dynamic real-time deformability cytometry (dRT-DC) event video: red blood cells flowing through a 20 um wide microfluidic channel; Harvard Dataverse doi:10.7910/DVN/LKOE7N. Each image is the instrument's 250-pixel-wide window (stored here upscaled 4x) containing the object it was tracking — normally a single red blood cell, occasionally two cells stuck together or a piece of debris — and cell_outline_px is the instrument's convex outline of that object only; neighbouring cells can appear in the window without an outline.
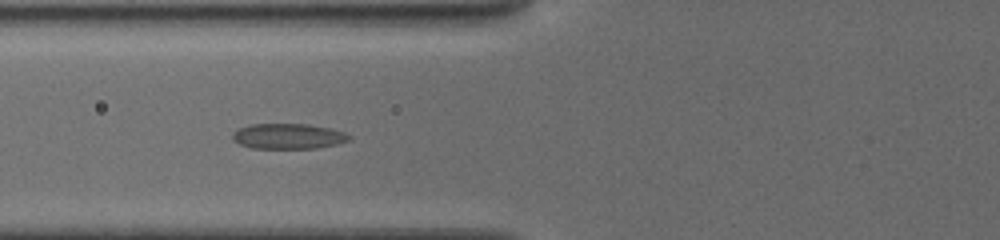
{"species": "common noctule bat (a hibernating species)", "species_latin": "Nyctalus noctula", "temperature_condition": "cold", "stored_images_in_passage": 43, "camera_frame_rate_fps": 3000, "um_per_image_px": 0.085, "animal": {"sex": "female", "body_mass_g": 19.5, "forearm_length_mm": 54.1}, "frame": {"image": 1, "passage_image": 4, "time_ms": 1.0, "image_size_px": [1000, 240], "cell_outline_px": [[352, 136], [348, 140], [336, 144], [316, 148], [252, 148], [240, 144], [232, 140], [232, 132], [240, 128], [252, 124], [308, 124], [328, 128], [344, 132]], "centroid_in_image_um": [24.47, 11.58], "position_along_channel_um": 101.3, "area_um2": 17.11}}
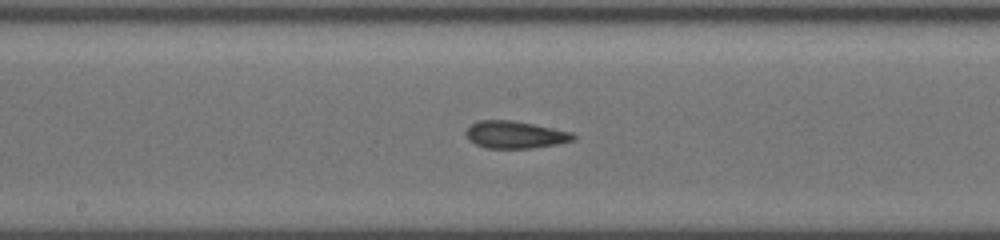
{"frame": {"image": 2, "passage_image": 16, "time_ms": 3.667, "image_size_px": [1000, 240], "cell_outline_px": [[576, 140], [556, 144], [532, 148], [488, 148], [476, 144], [468, 140], [464, 132], [472, 124], [480, 120], [512, 120], [572, 132], [576, 136]], "centroid_in_image_um": [43.78, 11.45], "position_along_channel_um": 204.4, "area_um2": 16.99}}
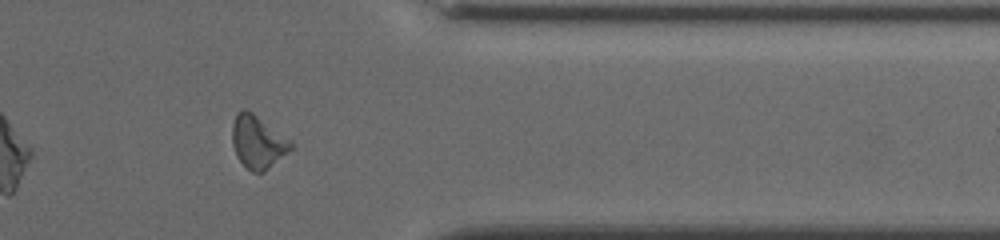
{"frame": {"image": 3, "passage_image": 41, "time_ms": 8.667, "image_size_px": [1000, 240], "cell_outline_px": [[292, 148], [264, 172], [252, 172], [236, 156], [232, 144], [232, 124], [240, 108], [244, 108], [252, 112], [288, 140], [292, 144]], "centroid_in_image_um": [21.85, 12.06], "position_along_channel_um": 389.5, "area_um2": 17.51}, "authors_computed_cell_mechanics": {"area_um2": 16.7042, "velocity_mm_per_s": 3.8608, "shape_relaxation_time_tau1_ms": null, "shape_relaxation_time_tau2_ms": 2.5175, "deformation_change_tau1": null, "deformation_change_tau2": 0.1043}}